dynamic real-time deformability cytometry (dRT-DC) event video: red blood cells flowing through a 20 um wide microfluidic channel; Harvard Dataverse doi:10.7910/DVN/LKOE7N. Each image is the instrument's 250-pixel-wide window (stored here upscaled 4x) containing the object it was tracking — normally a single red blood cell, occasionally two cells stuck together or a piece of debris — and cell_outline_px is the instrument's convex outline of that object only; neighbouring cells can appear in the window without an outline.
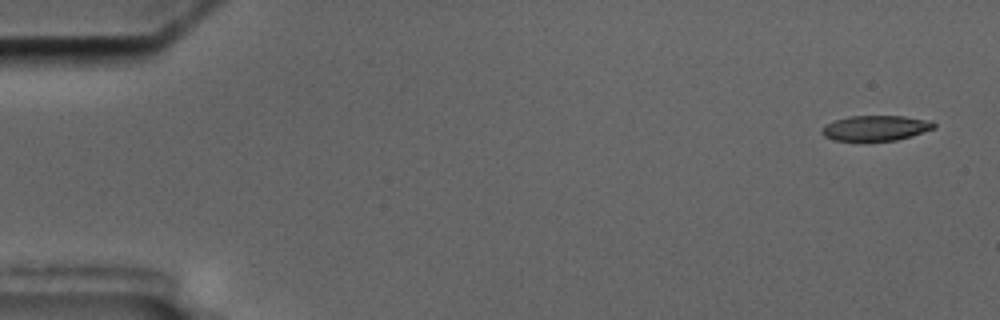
{"species": "common noctule bat (a hibernating species)", "species_latin": "Nyctalus noctula", "temperature_condition": "cold", "stored_images_in_passage": 7, "camera_frame_rate_fps": 3000, "um_per_image_px": 0.085, "animal": {"sex": "male", "body_mass_g": 17.5, "forearm_length_mm": 52.3}, "frame": {"image": 1, "passage_image": 1, "time_ms": 0.0, "image_size_px": [1000, 320], "cell_outline_px": [[936, 128], [912, 136], [896, 140], [832, 140], [824, 136], [820, 132], [824, 124], [848, 116], [904, 116], [932, 120], [936, 124]], "centroid_in_image_um": [74.46, 10.87], "position_along_channel_um": 10.5, "area_um2": 16.59}}
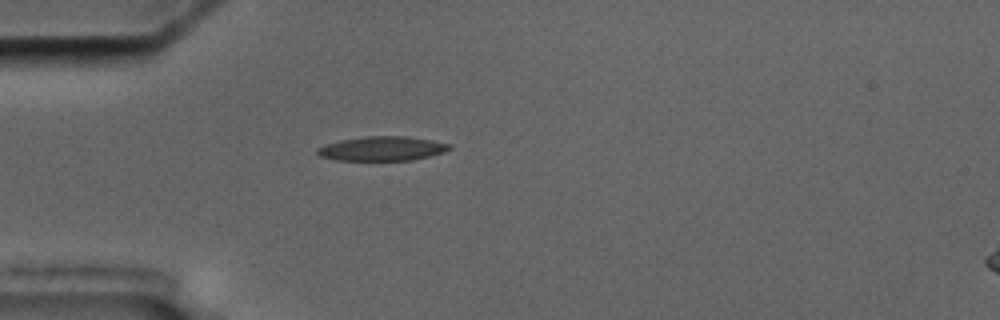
{"frame": {"image": 2, "passage_image": 5, "time_ms": 4.667, "image_size_px": [1000, 320], "cell_outline_px": [[452, 148], [444, 152], [412, 160], [336, 160], [320, 156], [316, 152], [316, 148], [324, 144], [340, 140], [364, 136], [408, 136], [432, 140], [452, 144]], "centroid_in_image_um": [32.48, 12.62], "position_along_channel_um": 52.5, "area_um2": 18.84}}